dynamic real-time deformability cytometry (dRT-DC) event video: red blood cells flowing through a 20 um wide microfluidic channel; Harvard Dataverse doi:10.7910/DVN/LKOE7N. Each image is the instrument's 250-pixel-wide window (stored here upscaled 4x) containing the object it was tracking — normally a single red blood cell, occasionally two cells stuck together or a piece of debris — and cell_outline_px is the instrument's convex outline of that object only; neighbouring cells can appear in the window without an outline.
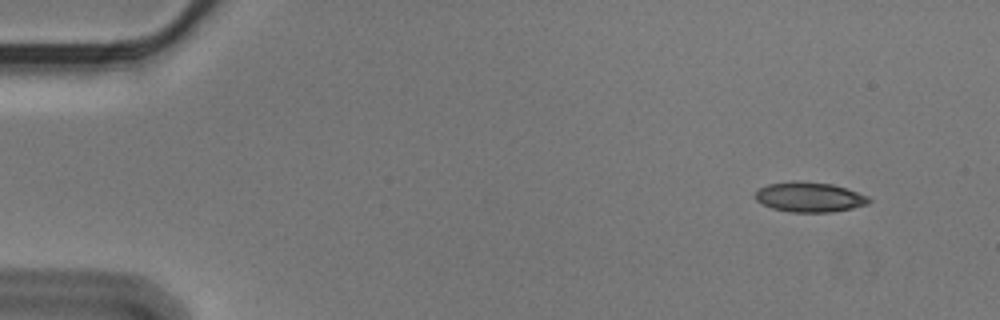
{"species": "Egyptian fruit bat (a non-hibernating species)", "species_latin": "Rousettus aegyptiacus", "temperature_condition": "cold", "stored_images_in_passage": 55, "camera_frame_rate_fps": 3000, "um_per_image_px": 0.085, "animal": {"sex": "male"}, "frame": {"image": 1, "passage_image": 4, "time_ms": 1.0, "image_size_px": [1000, 320], "cell_outline_px": [[872, 200], [868, 204], [852, 208], [832, 212], [788, 212], [772, 208], [756, 200], [752, 196], [760, 188], [768, 184], [796, 180], [832, 184], [868, 196]], "centroid_in_image_um": [68.78, 16.75], "position_along_channel_um": 16.2, "area_um2": 19.83}}
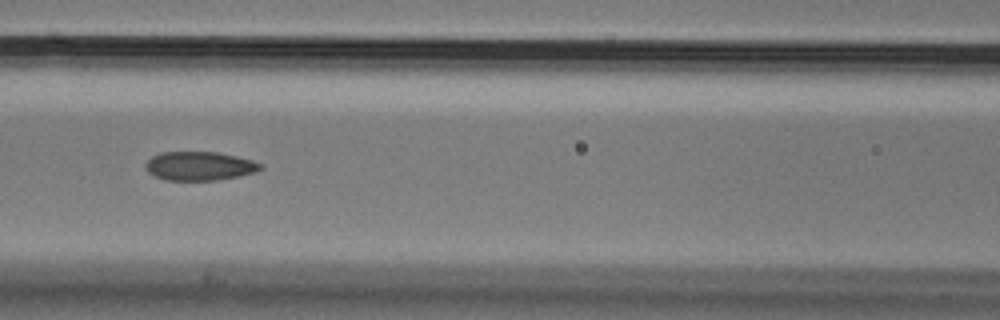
{"frame": {"image": 2, "passage_image": 24, "time_ms": 7.667, "image_size_px": [1000, 320], "cell_outline_px": [[264, 168], [256, 172], [216, 180], [164, 180], [148, 172], [144, 168], [144, 164], [152, 156], [160, 152], [216, 152], [236, 156], [252, 160], [264, 164]], "centroid_in_image_um": [16.95, 14.1], "position_along_channel_um": 149.6, "area_um2": 19.36}}
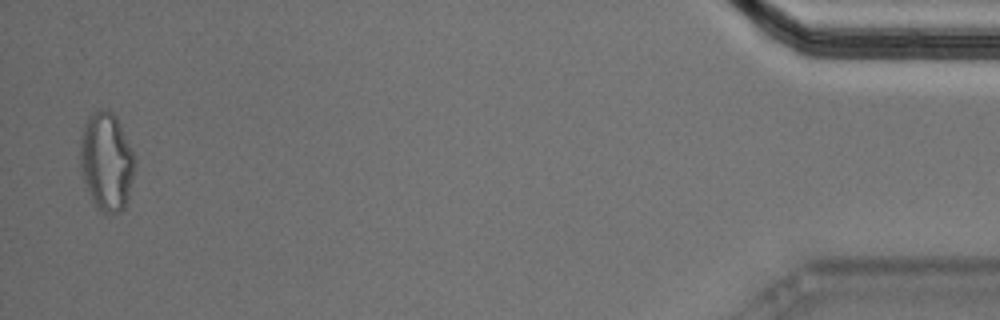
{"frame": {"image": 3, "passage_image": 54, "time_ms": 17.667, "image_size_px": [1000, 320], "cell_outline_px": [[136, 160], [128, 196], [124, 208], [120, 212], [104, 216], [96, 208], [80, 172], [80, 140], [84, 124], [88, 116], [92, 112], [104, 108], [112, 112], [116, 116]], "centroid_in_image_um": [9.03, 13.75], "position_along_channel_um": 426.2, "area_um2": 31.44}, "authors_computed_cell_mechanics": {"area_um2": 20.1722, "velocity_mm_per_s": 3.5832, "shape_relaxation_time_tau1_ms": null, "shape_relaxation_time_tau2_ms": 2.8347, "deformation_change_tau1": null, "deformation_change_tau2": 0.0917}}